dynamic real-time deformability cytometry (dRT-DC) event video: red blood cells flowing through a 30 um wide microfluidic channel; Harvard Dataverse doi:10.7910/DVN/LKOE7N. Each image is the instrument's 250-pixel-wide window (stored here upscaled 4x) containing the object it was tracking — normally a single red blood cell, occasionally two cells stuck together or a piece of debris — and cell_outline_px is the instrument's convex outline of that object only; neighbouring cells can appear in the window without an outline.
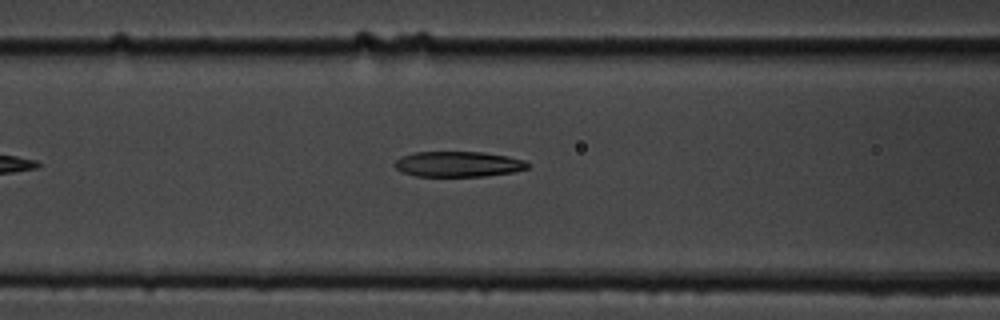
{"species": "common noctule bat (a hibernating species)", "species_latin": "Nyctalus noctula", "temperature_condition": "cold", "stored_images_in_passage": 36, "camera_frame_rate_fps": 3000, "um_per_image_px": 0.085, "animal": {"sex": "male", "body_mass_g": 19.5, "forearm_length_mm": 54.6}, "frame": {"image": 1, "passage_image": 6, "time_ms": 1.667, "image_size_px": [1000, 320], "cell_outline_px": [[528, 168], [516, 172], [484, 176], [416, 176], [404, 172], [396, 168], [392, 164], [400, 156], [416, 152], [484, 152], [508, 156], [524, 160], [528, 164]], "centroid_in_image_um": [38.95, 13.95], "position_along_channel_um": 127.6, "area_um2": 19.77}}
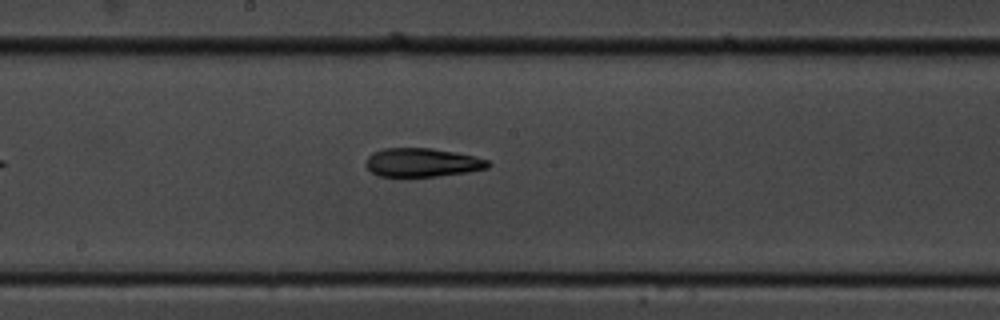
{"frame": {"image": 2, "passage_image": 13, "time_ms": 4.0, "image_size_px": [1000, 320], "cell_outline_px": [[492, 164], [488, 168], [468, 172], [436, 176], [380, 176], [372, 172], [364, 164], [368, 156], [372, 152], [384, 148], [432, 148], [456, 152], [488, 160]], "centroid_in_image_um": [35.88, 13.8], "position_along_channel_um": 212.3, "area_um2": 20.4}}
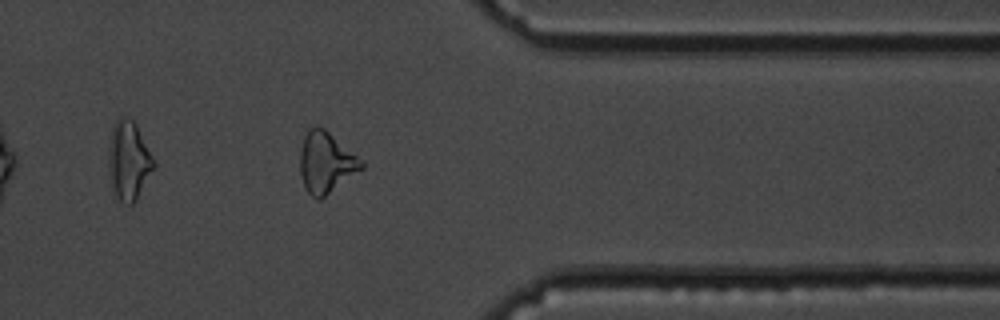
{"frame": {"image": 3, "passage_image": 28, "time_ms": 9.0, "image_size_px": [1000, 320], "cell_outline_px": [[364, 168], [320, 200], [316, 200], [308, 192], [304, 184], [300, 172], [300, 152], [304, 136], [308, 128], [324, 128], [356, 156], [364, 164]], "centroid_in_image_um": [27.69, 13.85], "position_along_channel_um": 383.7, "area_um2": 21.33}, "authors_computed_cell_mechanics": {"area_um2": 20.4034, "velocity_mm_per_s": 3.6338, "shape_relaxation_time_tau1_ms": 6.8588, "shape_relaxation_time_tau2_ms": 4.1946, "deformation_change_tau1": 0.202, "deformation_change_tau2": 0.1273}}